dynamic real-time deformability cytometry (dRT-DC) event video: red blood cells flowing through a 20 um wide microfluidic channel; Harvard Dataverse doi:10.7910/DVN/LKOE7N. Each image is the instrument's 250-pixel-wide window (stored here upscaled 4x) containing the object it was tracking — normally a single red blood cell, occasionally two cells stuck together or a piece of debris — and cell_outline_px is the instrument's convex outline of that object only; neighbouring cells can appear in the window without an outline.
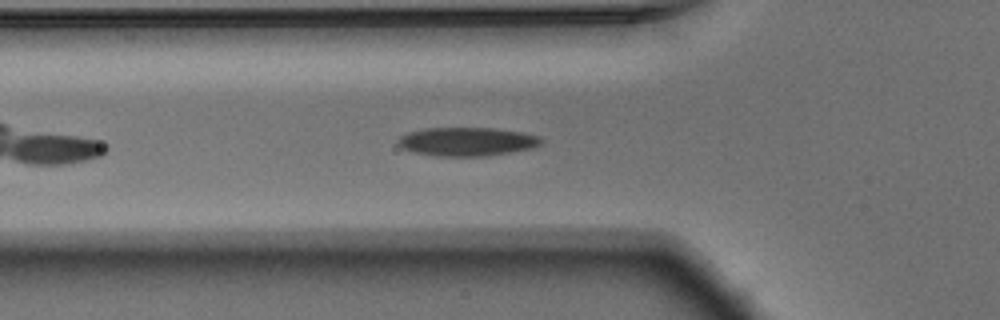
{"species": "Egyptian fruit bat (a non-hibernating species)", "species_latin": "Rousettus aegyptiacus", "temperature_condition": "warm", "stored_images_in_passage": 44, "camera_frame_rate_fps": 3000, "um_per_image_px": 0.085, "animal": {"sex": "male"}, "frame": {"image": 1, "passage_image": 8, "time_ms": 2.333, "image_size_px": [1000, 320], "cell_outline_px": [[544, 140], [540, 144], [532, 148], [488, 156], [436, 156], [412, 152], [396, 144], [396, 140], [400, 136], [408, 132], [424, 128], [492, 128], [524, 132], [540, 136]], "centroid_in_image_um": [39.68, 12.03], "position_along_channel_um": 86.1, "area_um2": 24.1}}
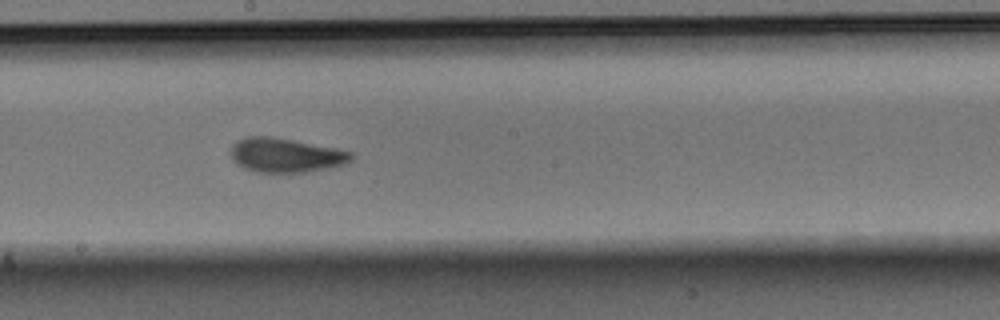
{"frame": {"image": 2, "passage_image": 19, "time_ms": 6.0, "image_size_px": [1000, 320], "cell_outline_px": [[356, 156], [352, 160], [344, 164], [328, 168], [304, 172], [256, 172], [244, 168], [236, 164], [232, 160], [232, 144], [248, 136], [272, 136], [336, 148], [352, 152]], "centroid_in_image_um": [24.3, 13.19], "position_along_channel_um": 223.9, "area_um2": 24.04}}
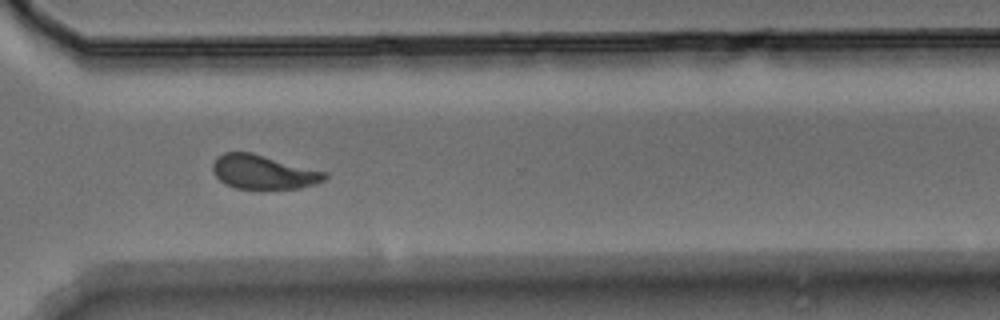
{"frame": {"image": 3, "passage_image": 29, "time_ms": 9.333, "image_size_px": [1000, 320], "cell_outline_px": [[328, 176], [324, 180], [316, 184], [300, 188], [236, 188], [224, 184], [216, 176], [212, 168], [212, 164], [224, 152], [252, 152], [328, 172]], "centroid_in_image_um": [22.42, 14.61], "position_along_channel_um": 348.2, "area_um2": 22.2}, "authors_computed_cell_mechanics": {"area_um2": 22.8888, "velocity_mm_per_s": 3.7444, "shape_relaxation_time_tau1_ms": 3.678, "shape_relaxation_time_tau2_ms": 2.6539, "deformation_change_tau1": 0.1497, "deformation_change_tau2": 0.0916}}